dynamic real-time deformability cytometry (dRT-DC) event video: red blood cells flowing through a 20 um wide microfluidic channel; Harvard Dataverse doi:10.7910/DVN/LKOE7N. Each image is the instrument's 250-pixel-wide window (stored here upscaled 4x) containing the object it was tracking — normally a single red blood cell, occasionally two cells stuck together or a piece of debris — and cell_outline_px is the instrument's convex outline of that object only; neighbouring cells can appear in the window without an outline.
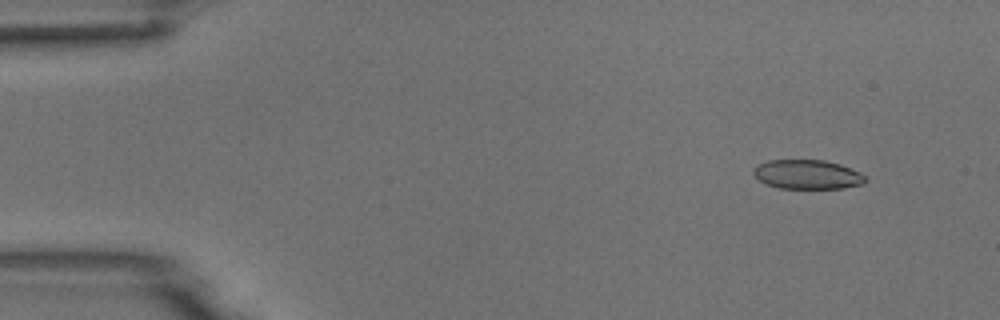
{"species": "common noctule bat (a hibernating species)", "species_latin": "Nyctalus noctula", "temperature_condition": "room temperature", "stored_images_in_passage": 5, "camera_frame_rate_fps": 3000, "um_per_image_px": 0.085, "animal": {"sex": "male", "body_mass_g": 18.8}, "frame": {"image": 1, "passage_image": 2, "time_ms": 0.333, "image_size_px": [1000, 320], "cell_outline_px": [[868, 180], [864, 184], [844, 188], [780, 188], [768, 184], [760, 180], [752, 172], [760, 164], [768, 160], [824, 160], [840, 164], [860, 172], [868, 176]], "centroid_in_image_um": [68.72, 14.83], "position_along_channel_um": 16.3, "area_um2": 19.02}}
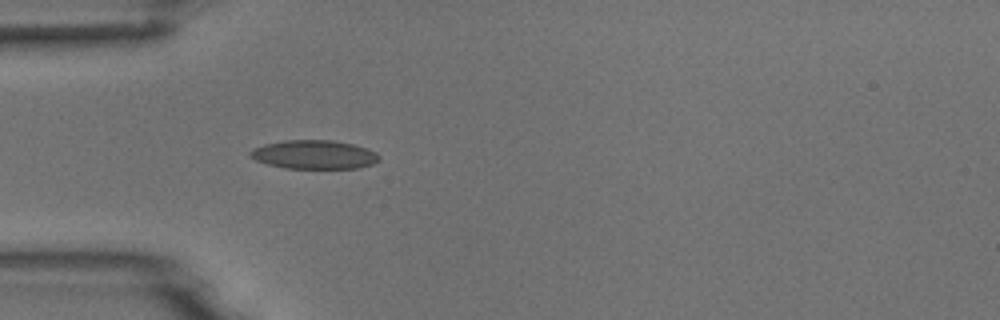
{"frame": {"image": 2, "passage_image": 5, "time_ms": 1.333, "image_size_px": [1000, 320], "cell_outline_px": [[380, 160], [372, 164], [360, 168], [284, 168], [268, 164], [256, 160], [248, 156], [248, 152], [252, 148], [264, 144], [284, 140], [332, 140], [352, 144], [368, 148], [376, 152], [380, 156]], "centroid_in_image_um": [26.69, 13.13], "position_along_channel_um": 58.3, "area_um2": 21.79}}